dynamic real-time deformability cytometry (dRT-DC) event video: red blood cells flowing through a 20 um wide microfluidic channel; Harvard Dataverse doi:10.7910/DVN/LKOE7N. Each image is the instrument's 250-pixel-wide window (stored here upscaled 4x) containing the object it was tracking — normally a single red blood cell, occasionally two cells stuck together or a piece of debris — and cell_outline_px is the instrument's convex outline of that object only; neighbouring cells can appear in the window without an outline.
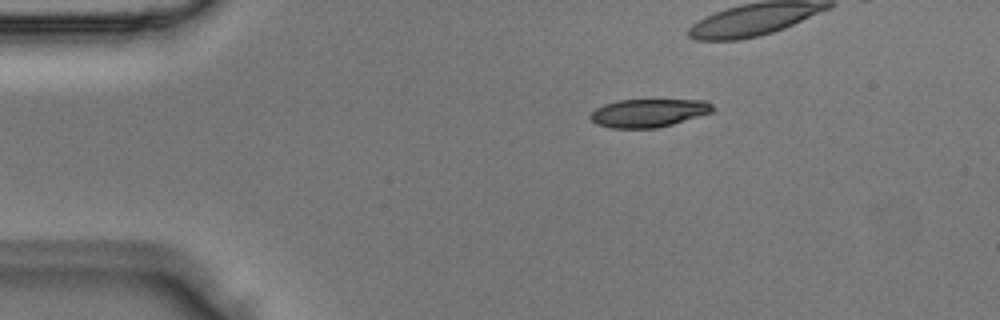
{"species": "Egyptian fruit bat (a non-hibernating species)", "species_latin": "Rousettus aegyptiacus", "temperature_condition": "room temperature", "stored_images_in_passage": 2, "camera_frame_rate_fps": 3000, "um_per_image_px": 0.085, "animal": {"sex": "male"}, "frame": {"image": 1, "passage_image": 1, "time_ms": 0.0, "image_size_px": [1000, 320], "cell_outline_px": [[716, 108], [712, 112], [672, 124], [656, 128], [612, 128], [596, 124], [588, 116], [596, 108], [604, 104], [616, 100], [704, 100], [712, 104]], "centroid_in_image_um": [55.11, 9.59], "position_along_channel_um": 29.9, "area_um2": 20.06}}